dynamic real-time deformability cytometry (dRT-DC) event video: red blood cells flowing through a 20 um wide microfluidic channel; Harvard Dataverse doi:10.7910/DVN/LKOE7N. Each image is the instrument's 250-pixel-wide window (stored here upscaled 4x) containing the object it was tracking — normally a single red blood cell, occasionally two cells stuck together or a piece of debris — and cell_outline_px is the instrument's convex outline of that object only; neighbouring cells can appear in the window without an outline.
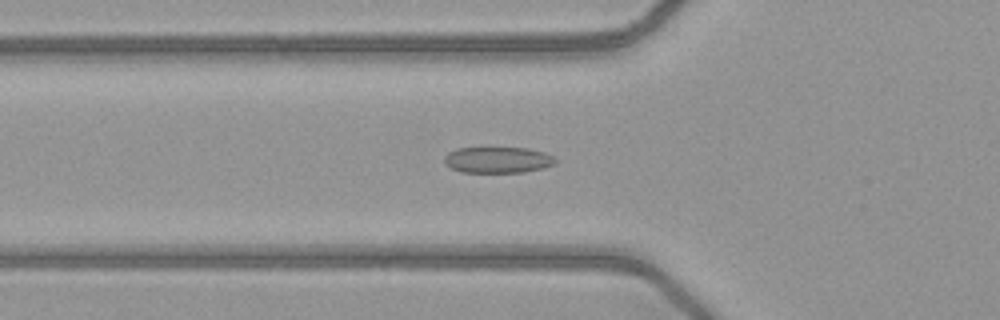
{"species": "common noctule bat (a hibernating species)", "species_latin": "Nyctalus noctula", "temperature_condition": "warm", "stored_images_in_passage": 51, "camera_frame_rate_fps": 3000, "um_per_image_px": 0.085, "animal": {"sex": "female", "body_mass_g": 21.9}, "frame": {"image": 1, "passage_image": 18, "time_ms": 5.667, "image_size_px": [1000, 320], "cell_outline_px": [[556, 164], [544, 168], [524, 172], [460, 172], [444, 164], [444, 156], [448, 152], [456, 148], [528, 148], [544, 152], [552, 156], [556, 160]], "centroid_in_image_um": [42.3, 13.59], "position_along_channel_um": 83.5, "area_um2": 16.99}}
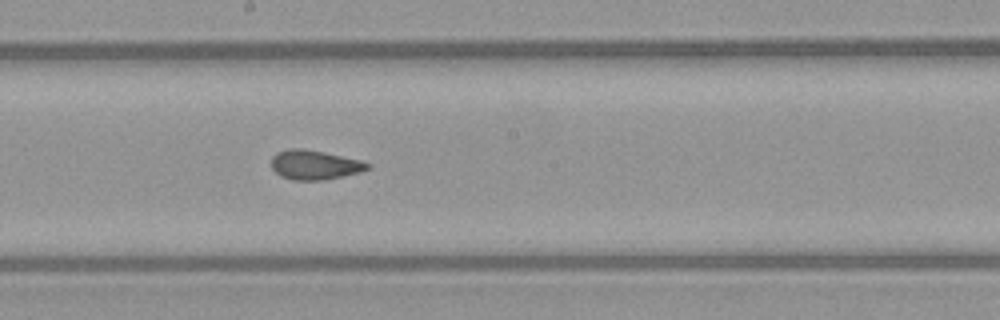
{"frame": {"image": 2, "passage_image": 28, "time_ms": 9.0, "image_size_px": [1000, 320], "cell_outline_px": [[372, 164], [368, 168], [360, 172], [344, 176], [324, 180], [292, 180], [280, 176], [272, 168], [272, 156], [276, 152], [288, 148], [304, 148], [324, 152], [360, 160]], "centroid_in_image_um": [26.72, 14.01], "position_along_channel_um": 221.5, "area_um2": 16.59}}
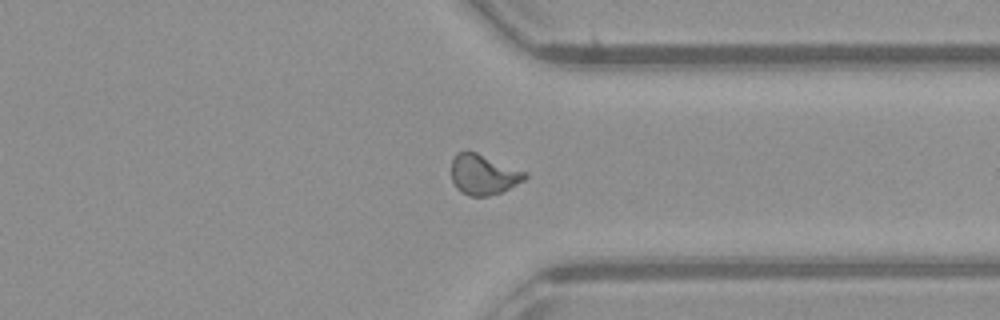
{"frame": {"image": 3, "passage_image": 39, "time_ms": 12.667, "image_size_px": [1000, 320], "cell_outline_px": [[528, 176], [524, 180], [500, 192], [488, 196], [468, 196], [460, 192], [456, 188], [452, 180], [452, 156], [456, 152], [476, 152], [528, 172]], "centroid_in_image_um": [41.08, 14.83], "position_along_channel_um": 370.3, "area_um2": 17.28}, "authors_computed_cell_mechanics": {"area_um2": 17.051, "velocity_mm_per_s": 4.0963, "shape_relaxation_time_tau1_ms": 6.2482, "shape_relaxation_time_tau2_ms": 1.1663, "deformation_change_tau1": 0.1798, "deformation_change_tau2": 0.0819}}